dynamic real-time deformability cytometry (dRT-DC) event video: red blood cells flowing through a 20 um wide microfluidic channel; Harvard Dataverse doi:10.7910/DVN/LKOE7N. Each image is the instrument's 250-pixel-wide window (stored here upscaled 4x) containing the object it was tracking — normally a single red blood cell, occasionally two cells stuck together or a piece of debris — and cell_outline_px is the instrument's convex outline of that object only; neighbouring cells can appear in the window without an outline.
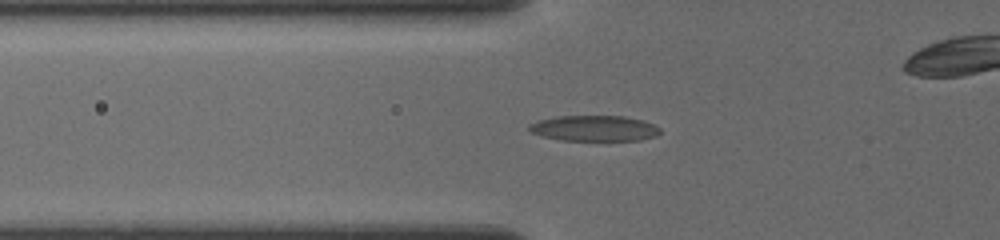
{"species": "common noctule bat (a hibernating species)", "species_latin": "Nyctalus noctula", "temperature_condition": "cold", "stored_images_in_passage": 31, "camera_frame_rate_fps": 3000, "um_per_image_px": 0.085, "animal": {"sex": "female", "body_mass_g": 19.5, "forearm_length_mm": 54.1}, "frame": {"image": 1, "passage_image": 21, "time_ms": 7.0, "image_size_px": [1000, 240], "cell_outline_px": [[660, 132], [656, 136], [640, 140], [560, 140], [540, 136], [532, 132], [528, 128], [528, 124], [536, 120], [556, 116], [624, 116], [644, 120], [660, 128]], "centroid_in_image_um": [50.48, 10.9], "position_along_channel_um": 75.3, "area_um2": 19.71}}
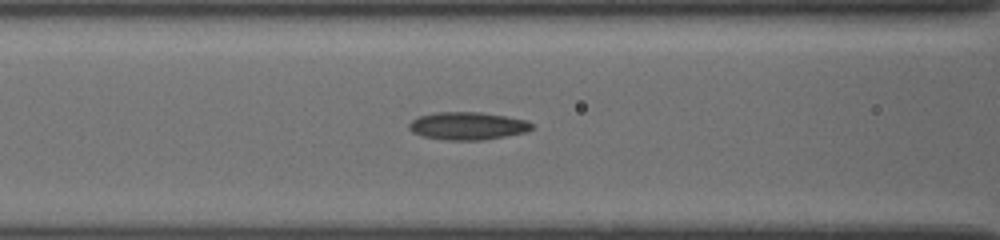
{"frame": {"image": 2, "passage_image": 25, "time_ms": 8.333, "image_size_px": [1000, 240], "cell_outline_px": [[532, 128], [528, 132], [484, 140], [444, 140], [424, 136], [412, 132], [408, 128], [408, 124], [412, 120], [420, 116], [436, 112], [480, 112], [528, 120], [532, 124]], "centroid_in_image_um": [39.76, 10.7], "position_along_channel_um": 126.8, "area_um2": 19.88}}
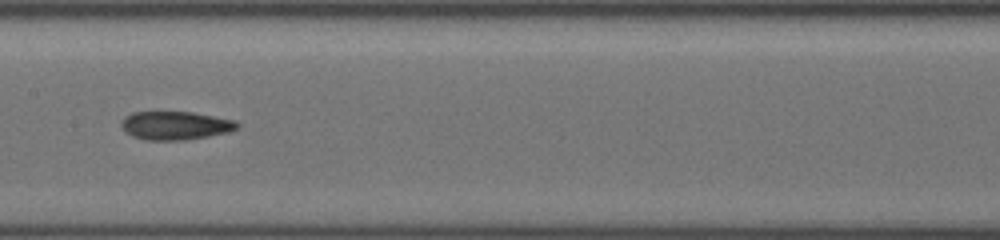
{"frame": {"image": 3, "passage_image": 30, "time_ms": 10.0, "image_size_px": [1000, 240], "cell_outline_px": [[240, 124], [236, 128], [228, 132], [208, 136], [184, 140], [144, 140], [132, 136], [124, 132], [120, 124], [124, 116], [132, 112], [192, 112], [236, 120]], "centroid_in_image_um": [14.87, 10.67], "position_along_channel_um": 192.5, "area_um2": 19.31}}